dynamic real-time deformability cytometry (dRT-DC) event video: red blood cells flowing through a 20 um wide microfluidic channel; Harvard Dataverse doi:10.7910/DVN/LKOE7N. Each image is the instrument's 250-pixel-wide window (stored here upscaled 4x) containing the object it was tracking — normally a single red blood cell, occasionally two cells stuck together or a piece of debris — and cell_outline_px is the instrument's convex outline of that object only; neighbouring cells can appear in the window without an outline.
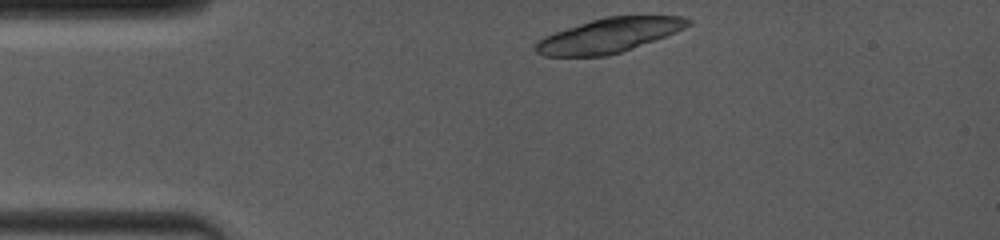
{"species": "common noctule bat (a hibernating species)", "species_latin": "Nyctalus noctula", "temperature_condition": "room temperature", "stored_images_in_passage": 3, "camera_frame_rate_fps": 4000, "um_per_image_px": 0.085, "animal": {"sex": "female", "body_mass_g": 19.0, "forearm_length_mm": 53.3}, "frame": {"image": 1, "passage_image": 1, "time_ms": 0.0, "image_size_px": [1000, 240], "cell_outline_px": [[692, 24], [676, 32], [632, 48], [608, 56], [544, 56], [536, 52], [532, 48], [544, 36], [604, 16], [680, 16], [692, 20]], "centroid_in_image_um": [51.77, 3.01], "position_along_channel_um": 33.2, "area_um2": 30.17}}